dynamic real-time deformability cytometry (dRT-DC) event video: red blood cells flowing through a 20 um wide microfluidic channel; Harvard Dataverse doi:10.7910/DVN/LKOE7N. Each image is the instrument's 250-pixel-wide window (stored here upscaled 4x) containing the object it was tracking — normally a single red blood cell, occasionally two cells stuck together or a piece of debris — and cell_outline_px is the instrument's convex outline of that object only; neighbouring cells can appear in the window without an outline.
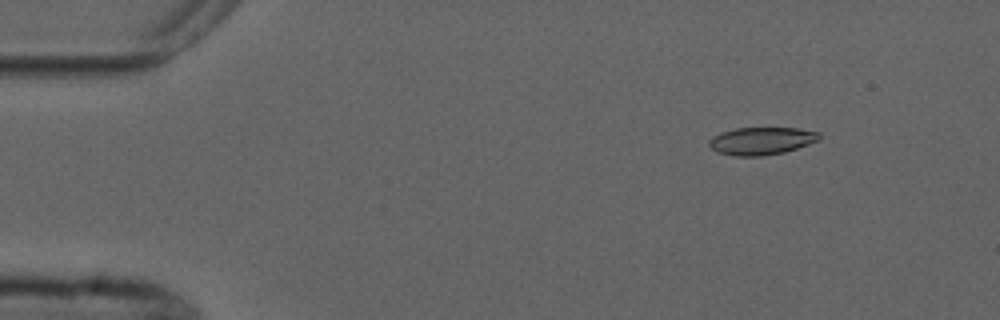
{"species": "common noctule bat (a hibernating species)", "species_latin": "Nyctalus noctula", "temperature_condition": "cold", "stored_images_in_passage": 4, "camera_frame_rate_fps": 3000, "um_per_image_px": 0.085, "animal": {"sex": "male", "forearm_length_mm": 52.5}, "frame": {"image": 1, "passage_image": 2, "time_ms": 1.333, "image_size_px": [1000, 320], "cell_outline_px": [[820, 140], [784, 152], [764, 156], [736, 156], [716, 152], [708, 144], [708, 140], [712, 136], [720, 132], [736, 128], [800, 128], [820, 132]], "centroid_in_image_um": [64.71, 11.97], "position_along_channel_um": 20.3, "area_um2": 17.86}}